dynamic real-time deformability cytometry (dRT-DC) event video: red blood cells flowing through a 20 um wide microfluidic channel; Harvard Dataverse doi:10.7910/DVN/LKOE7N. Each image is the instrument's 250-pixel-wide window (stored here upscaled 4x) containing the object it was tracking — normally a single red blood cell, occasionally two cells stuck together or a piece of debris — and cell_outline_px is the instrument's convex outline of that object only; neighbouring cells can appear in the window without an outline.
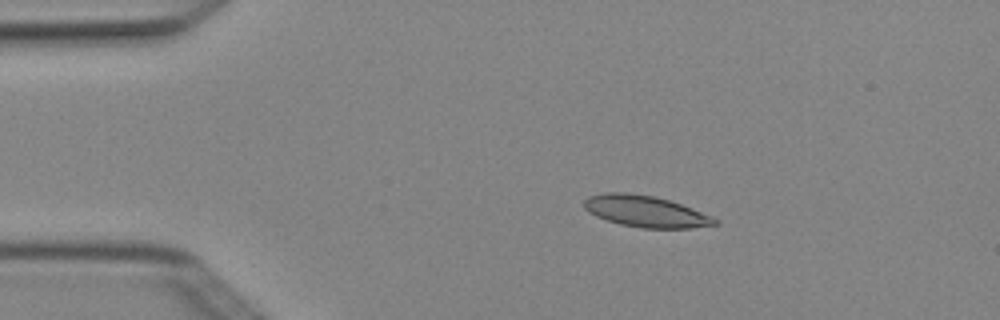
{"species": "Egyptian fruit bat (a non-hibernating species)", "species_latin": "Rousettus aegyptiacus", "temperature_condition": "cold", "stored_images_in_passage": 6, "camera_frame_rate_fps": 3000, "um_per_image_px": 0.085, "animal": {"sex": "female"}, "frame": {"image": 1, "passage_image": 2, "time_ms": 0.333, "image_size_px": [1000, 320], "cell_outline_px": [[720, 224], [692, 228], [644, 228], [620, 224], [596, 216], [588, 212], [584, 208], [584, 200], [588, 196], [604, 192], [628, 192], [656, 196], [692, 208], [712, 216], [720, 220]], "centroid_in_image_um": [54.89, 17.96], "position_along_channel_um": 30.1, "area_um2": 24.1}}
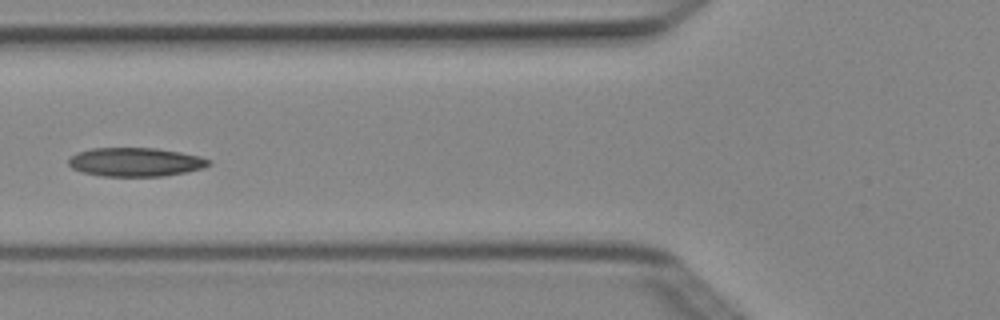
{"frame": {"image": 2, "passage_image": 5, "time_ms": 1.333, "image_size_px": [1000, 320], "cell_outline_px": [[212, 164], [204, 168], [164, 176], [100, 176], [84, 172], [72, 168], [68, 164], [68, 160], [76, 152], [92, 148], [156, 148], [180, 152], [200, 156], [212, 160]], "centroid_in_image_um": [11.54, 13.77], "position_along_channel_um": 114.3, "area_um2": 23.58}}
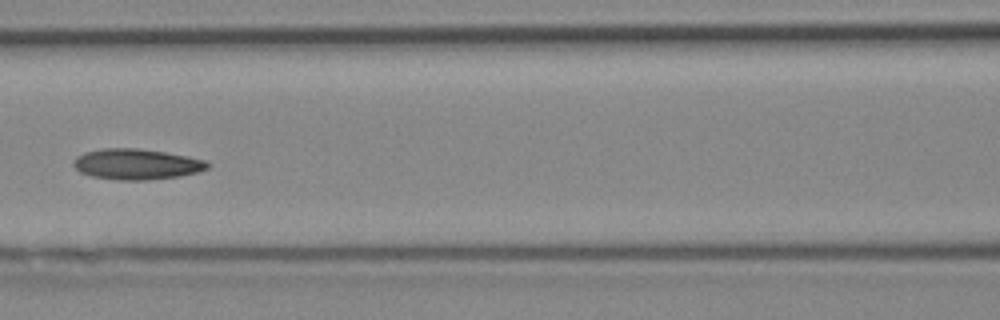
{"frame": {"image": 3, "passage_image": 6, "time_ms": 1.667, "image_size_px": [1000, 320], "cell_outline_px": [[208, 168], [200, 172], [180, 176], [144, 180], [120, 180], [92, 176], [80, 172], [72, 164], [76, 156], [84, 152], [100, 148], [140, 148], [188, 156], [204, 160], [208, 164]], "centroid_in_image_um": [11.59, 13.95], "position_along_channel_um": 155.0, "area_um2": 23.99}}